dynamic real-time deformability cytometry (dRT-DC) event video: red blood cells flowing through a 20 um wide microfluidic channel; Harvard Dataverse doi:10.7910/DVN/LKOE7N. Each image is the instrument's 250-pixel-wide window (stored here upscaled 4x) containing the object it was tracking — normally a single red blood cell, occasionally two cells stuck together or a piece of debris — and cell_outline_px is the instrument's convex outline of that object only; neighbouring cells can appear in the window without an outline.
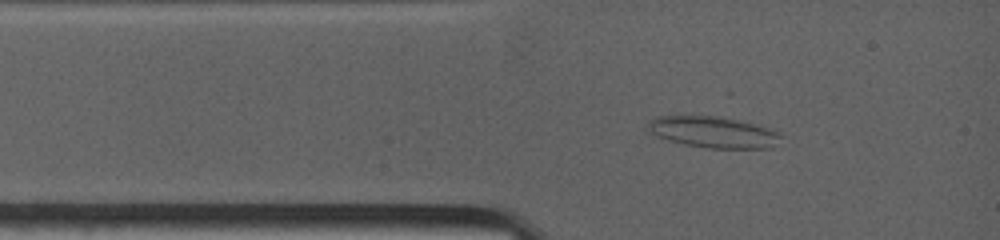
{"species": "common noctule bat (a hibernating species)", "species_latin": "Nyctalus noctula", "temperature_condition": "warm", "stored_images_in_passage": 30, "camera_frame_rate_fps": 4500, "um_per_image_px": 0.085, "animal": {"sex": "female", "body_mass_g": 19.0, "forearm_length_mm": 53.3}, "frame": {"image": 1, "passage_image": 3, "time_ms": 0.667, "image_size_px": [1000, 240], "cell_outline_px": [[780, 136], [772, 148], [708, 148], [684, 144], [668, 140], [656, 136], [648, 132], [644, 128], [648, 120], [656, 116], [720, 116], [756, 124], [780, 132]], "centroid_in_image_um": [60.54, 11.22], "position_along_channel_um": 24.5, "area_um2": 24.39}}
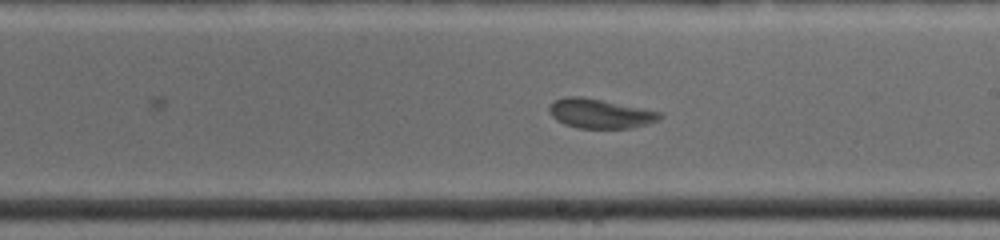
{"frame": {"image": 2, "passage_image": 18, "time_ms": 6.444, "image_size_px": [1000, 240], "cell_outline_px": [[664, 116], [656, 120], [632, 128], [580, 128], [564, 124], [556, 120], [548, 112], [548, 108], [552, 100], [564, 96], [580, 96], [664, 112]], "centroid_in_image_um": [50.96, 9.64], "position_along_channel_um": 238.0, "area_um2": 19.02}}
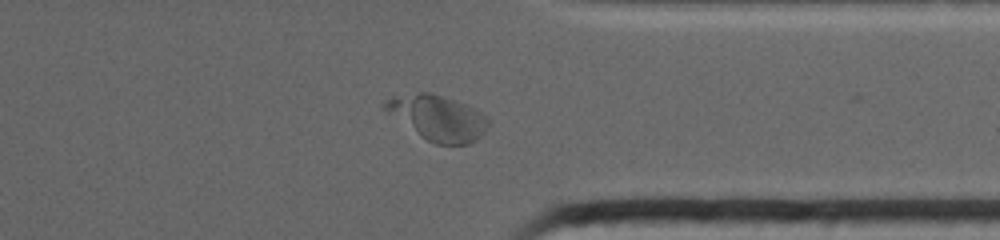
{"frame": {"image": 3, "passage_image": 30, "time_ms": 10.0, "image_size_px": [1000, 240], "cell_outline_px": [[488, 128], [476, 140], [468, 144], [436, 144], [420, 136], [384, 108], [384, 104], [392, 96], [420, 92], [428, 92], [464, 104], [488, 116]], "centroid_in_image_um": [37.25, 10.02], "position_along_channel_um": 374.2, "area_um2": 26.36}}